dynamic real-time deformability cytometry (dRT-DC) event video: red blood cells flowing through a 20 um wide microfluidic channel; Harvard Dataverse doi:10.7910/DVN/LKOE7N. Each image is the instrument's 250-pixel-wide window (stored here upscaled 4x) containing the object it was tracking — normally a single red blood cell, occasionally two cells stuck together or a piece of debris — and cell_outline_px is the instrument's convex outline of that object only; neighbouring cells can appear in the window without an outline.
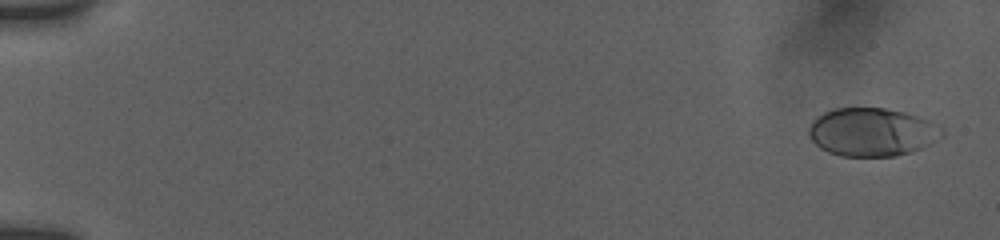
{"species": "human", "species_latin": "Homo sapiens", "temperature_condition": "room temperature", "stored_images_in_passage": 58, "camera_frame_rate_fps": 3000, "um_per_image_px": 0.085, "donor": {"sex": "female"}, "frame": {"image": 1, "passage_image": 1, "time_ms": 0.0, "image_size_px": [1000, 240], "cell_outline_px": [[944, 136], [920, 148], [896, 156], [840, 156], [828, 152], [820, 148], [812, 140], [808, 132], [808, 128], [812, 120], [816, 116], [832, 108], [884, 108], [904, 112], [928, 120], [944, 128]], "centroid_in_image_um": [74.09, 11.22], "position_along_channel_um": 10.9, "area_um2": 37.51}}
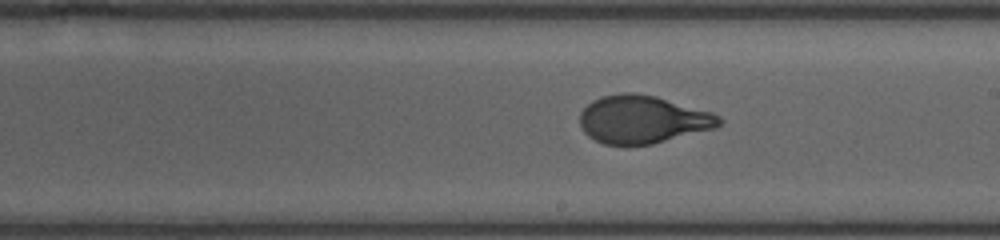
{"frame": {"image": 2, "passage_image": 32, "time_ms": 10.333, "image_size_px": [1000, 240], "cell_outline_px": [[724, 120], [716, 128], [652, 144], [604, 144], [588, 136], [584, 132], [580, 124], [580, 112], [592, 100], [600, 96], [620, 92], [636, 92], [656, 96], [712, 112], [720, 116]], "centroid_in_image_um": [54.63, 10.13], "position_along_channel_um": 234.4, "area_um2": 39.02}}
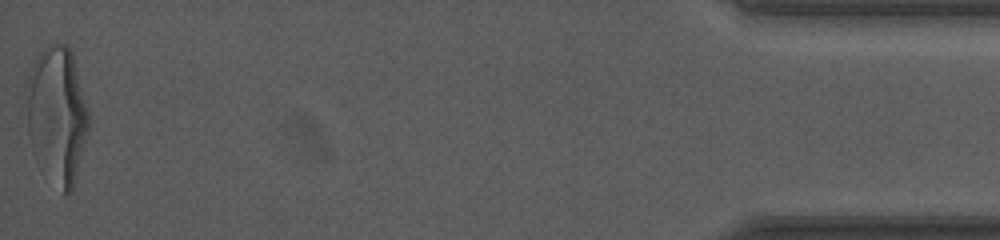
{"frame": {"image": 3, "passage_image": 58, "time_ms": 17.667, "image_size_px": [1000, 240], "cell_outline_px": [[88, 132], [72, 192], [64, 196], [36, 160], [32, 152], [28, 132], [24, 92], [24, 84], [28, 72], [32, 64], [40, 52], [48, 44], [64, 44], [72, 52], [88, 108]], "centroid_in_image_um": [4.81, 9.76], "position_along_channel_um": 430.4, "area_um2": 50.34}, "authors_computed_cell_mechanics": {"area_um2": 38.8994, "velocity_mm_per_s": 3.8133, "shape_relaxation_time_tau1_ms": 4.4983, "shape_relaxation_time_tau2_ms": null, "deformation_change_tau1": 0.1897, "deformation_change_tau2": null}}